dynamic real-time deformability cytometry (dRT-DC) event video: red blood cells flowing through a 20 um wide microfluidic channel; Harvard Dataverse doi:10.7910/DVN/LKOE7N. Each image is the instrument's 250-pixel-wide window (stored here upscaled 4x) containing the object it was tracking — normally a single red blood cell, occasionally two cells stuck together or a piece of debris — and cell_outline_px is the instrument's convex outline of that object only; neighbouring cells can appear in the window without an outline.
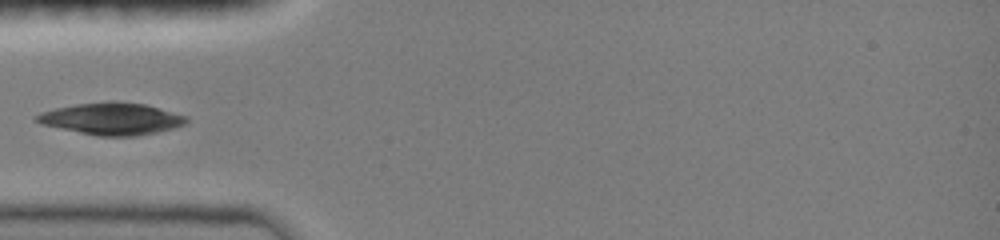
{"species": "common noctule bat (a hibernating species)", "species_latin": "Nyctalus noctula", "temperature_condition": "room temperature", "stored_images_in_passage": 33, "camera_frame_rate_fps": 3000, "um_per_image_px": 0.085, "animal": {"sex": "female", "body_mass_g": 19.0, "forearm_length_mm": 51.5}, "frame": {"image": 1, "passage_image": 1, "time_ms": 0.0, "image_size_px": [1000, 240], "cell_outline_px": [[188, 120], [184, 124], [172, 128], [156, 132], [136, 136], [96, 136], [40, 124], [32, 120], [32, 116], [40, 112], [56, 108], [76, 104], [112, 100], [116, 100], [144, 104], [188, 116]], "centroid_in_image_um": [9.43, 10.08], "position_along_channel_um": 75.6, "area_um2": 28.15}}
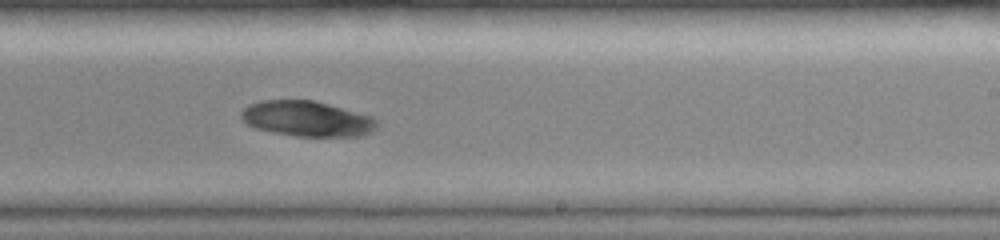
{"frame": {"image": 2, "passage_image": 15, "time_ms": 4.667, "image_size_px": [1000, 240], "cell_outline_px": [[376, 128], [372, 132], [360, 136], [296, 136], [272, 132], [256, 128], [248, 124], [240, 116], [240, 112], [248, 104], [260, 100], [312, 100], [328, 104], [372, 116], [376, 120]], "centroid_in_image_um": [26.07, 10.09], "position_along_channel_um": 262.9, "area_um2": 27.92}}
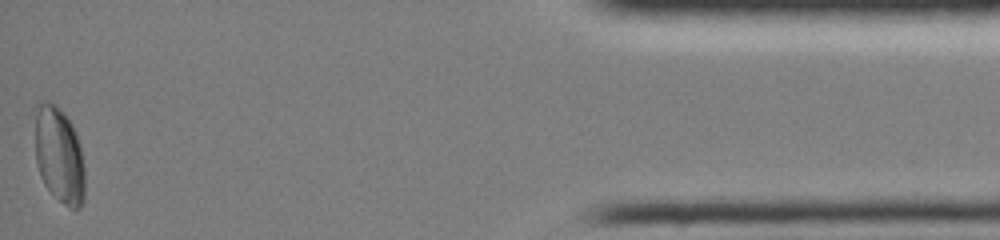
{"frame": {"image": 3, "passage_image": 33, "time_ms": 10.667, "image_size_px": [1000, 240], "cell_outline_px": [[84, 200], [80, 208], [72, 208], [64, 204], [44, 184], [40, 176], [36, 164], [36, 116], [40, 100], [48, 100], [56, 104], [64, 112], [72, 124], [76, 132], [80, 148], [84, 168]], "centroid_in_image_um": [5.04, 13.16], "position_along_channel_um": 430.2, "area_um2": 27.8}}